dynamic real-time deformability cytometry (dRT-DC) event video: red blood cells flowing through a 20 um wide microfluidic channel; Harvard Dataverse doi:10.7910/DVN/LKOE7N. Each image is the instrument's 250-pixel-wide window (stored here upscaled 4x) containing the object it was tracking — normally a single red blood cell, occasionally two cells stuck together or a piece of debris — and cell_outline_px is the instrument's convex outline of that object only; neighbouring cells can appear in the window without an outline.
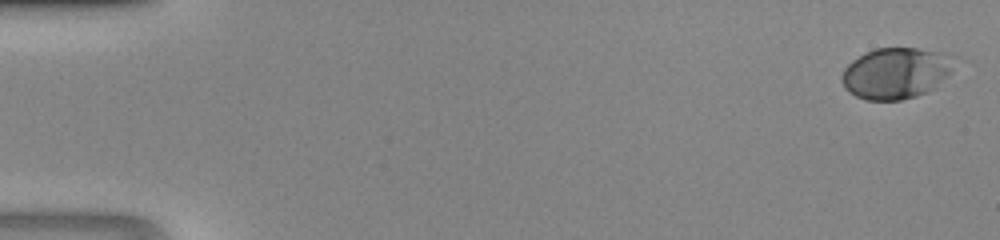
{"species": "human", "species_latin": "Homo sapiens", "temperature_condition": "room temperature", "stored_images_in_passage": 9, "camera_frame_rate_fps": 3000, "um_per_image_px": 0.085, "donor": {"sex": "male"}, "frame": {"image": 1, "passage_image": 1, "time_ms": 0.0, "image_size_px": [1000, 240], "cell_outline_px": [[960, 60], [952, 72], [936, 88], [928, 92], [916, 96], [900, 100], [864, 100], [848, 92], [844, 88], [840, 80], [840, 76], [844, 68], [852, 60], [864, 52], [876, 48], [916, 48], [940, 52], [960, 56]], "centroid_in_image_um": [76.22, 6.21], "position_along_channel_um": 8.8, "area_um2": 34.56}}